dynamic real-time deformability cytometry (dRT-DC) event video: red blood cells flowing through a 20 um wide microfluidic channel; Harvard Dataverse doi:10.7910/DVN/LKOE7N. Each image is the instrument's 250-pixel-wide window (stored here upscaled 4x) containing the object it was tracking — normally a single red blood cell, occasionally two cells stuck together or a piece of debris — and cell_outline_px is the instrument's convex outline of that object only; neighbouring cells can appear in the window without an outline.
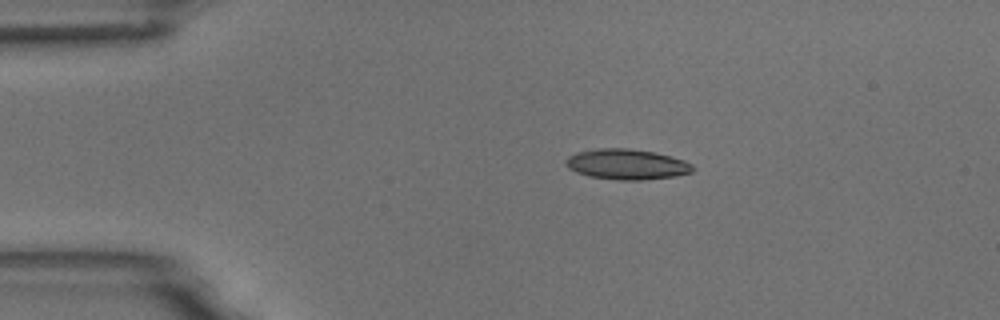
{"species": "common noctule bat (a hibernating species)", "species_latin": "Nyctalus noctula", "temperature_condition": "room temperature", "stored_images_in_passage": 6, "camera_frame_rate_fps": 3000, "um_per_image_px": 0.085, "animal": {"sex": "male", "body_mass_g": 18.8}, "frame": {"image": 1, "passage_image": 1, "time_ms": 0.0, "image_size_px": [1000, 320], "cell_outline_px": [[696, 168], [692, 172], [676, 176], [640, 180], [620, 180], [588, 176], [576, 172], [568, 168], [564, 160], [568, 156], [576, 152], [596, 148], [628, 148], [652, 152], [684, 160], [692, 164]], "centroid_in_image_um": [53.25, 13.96], "position_along_channel_um": 31.7, "area_um2": 22.54}}
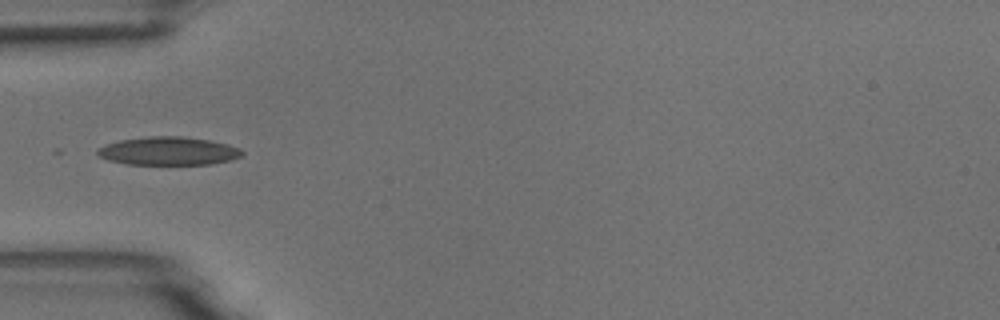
{"frame": {"image": 2, "passage_image": 3, "time_ms": 0.667, "image_size_px": [1000, 320], "cell_outline_px": [[244, 152], [240, 156], [228, 160], [208, 164], [128, 164], [108, 160], [100, 156], [96, 152], [96, 148], [104, 144], [120, 140], [148, 136], [184, 136], [208, 140], [228, 144], [240, 148]], "centroid_in_image_um": [14.27, 12.82], "position_along_channel_um": 70.7, "area_um2": 23.76}}